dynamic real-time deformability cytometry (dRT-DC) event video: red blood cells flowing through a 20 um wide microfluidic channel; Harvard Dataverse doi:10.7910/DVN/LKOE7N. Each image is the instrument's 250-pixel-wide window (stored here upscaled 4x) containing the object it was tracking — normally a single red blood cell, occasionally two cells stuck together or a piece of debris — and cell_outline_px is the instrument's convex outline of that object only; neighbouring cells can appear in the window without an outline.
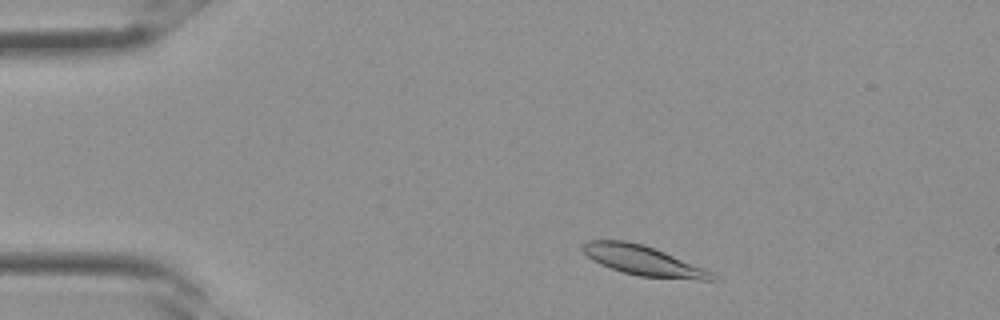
{"species": "Egyptian fruit bat (a non-hibernating species)", "species_latin": "Rousettus aegyptiacus", "temperature_condition": "room temperature", "stored_images_in_passage": 31, "camera_frame_rate_fps": 3000, "um_per_image_px": 0.085, "frame": {"image": 1, "passage_image": 3, "time_ms": 0.667, "image_size_px": [1000, 320], "cell_outline_px": [[716, 280], [700, 280], [640, 276], [624, 272], [600, 264], [592, 260], [580, 248], [588, 240], [624, 240], [644, 244], [704, 268], [712, 272]], "centroid_in_image_um": [54.65, 22.14], "position_along_channel_um": 30.4, "area_um2": 22.14}}
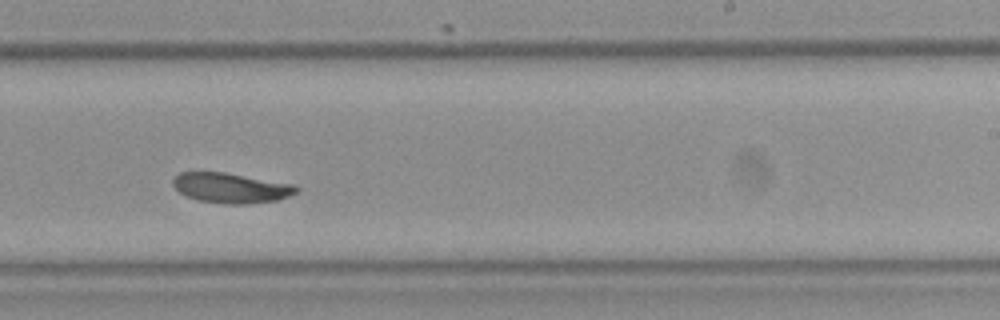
{"frame": {"image": 2, "passage_image": 18, "time_ms": 5.667, "image_size_px": [1000, 320], "cell_outline_px": [[300, 188], [296, 192], [280, 200], [248, 204], [224, 204], [200, 200], [188, 196], [180, 192], [172, 184], [172, 180], [180, 172], [224, 172], [296, 184]], "centroid_in_image_um": [19.69, 15.97], "position_along_channel_um": 269.3, "area_um2": 21.68}}
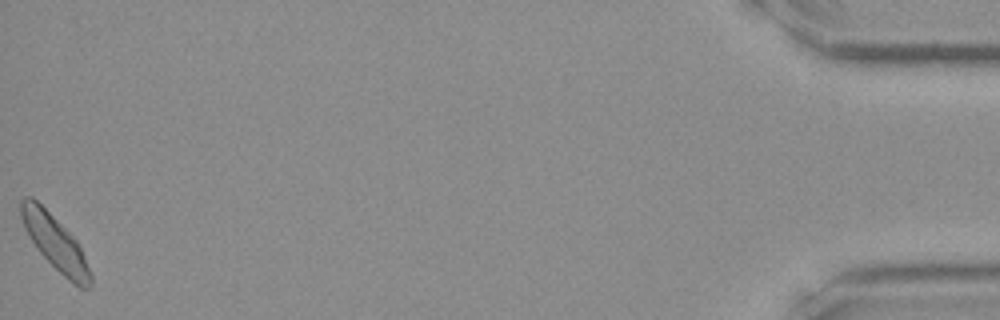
{"frame": {"image": 3, "passage_image": 31, "time_ms": 10.0, "image_size_px": [1000, 320], "cell_outline_px": [[92, 288], [80, 288], [68, 280], [36, 248], [28, 236], [24, 228], [20, 216], [20, 200], [24, 196], [32, 196], [76, 240], [84, 256], [92, 276]], "centroid_in_image_um": [4.67, 20.63], "position_along_channel_um": 430.5, "area_um2": 21.68}}